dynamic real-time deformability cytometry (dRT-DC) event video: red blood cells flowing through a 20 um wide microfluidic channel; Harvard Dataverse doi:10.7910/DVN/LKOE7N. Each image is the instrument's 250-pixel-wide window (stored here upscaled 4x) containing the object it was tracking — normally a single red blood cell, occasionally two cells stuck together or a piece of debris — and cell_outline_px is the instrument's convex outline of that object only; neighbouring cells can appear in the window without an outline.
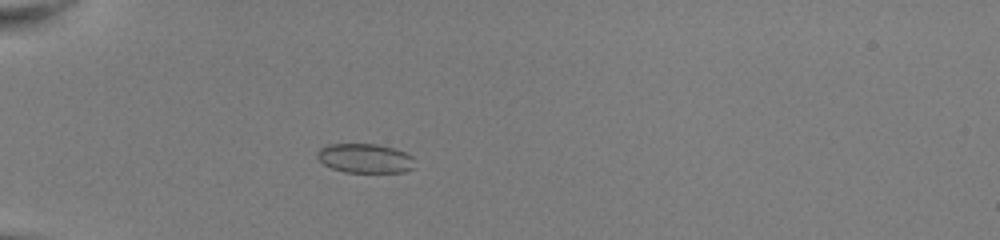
{"species": "common noctule bat (a hibernating species)", "species_latin": "Nyctalus noctula", "temperature_condition": "room temperature", "stored_images_in_passage": 37, "camera_frame_rate_fps": 3000, "um_per_image_px": 0.085, "animal": {"sex": "female", "body_mass_g": 22.0, "forearm_length_mm": 56.7}, "frame": {"image": 1, "passage_image": 2, "time_ms": 0.333, "image_size_px": [1000, 240], "cell_outline_px": [[412, 168], [404, 172], [344, 172], [332, 168], [324, 164], [316, 156], [316, 152], [320, 148], [328, 144], [376, 144], [392, 148], [404, 152], [412, 156]], "centroid_in_image_um": [30.98, 13.45], "position_along_channel_um": 54.0, "area_um2": 16.47}}
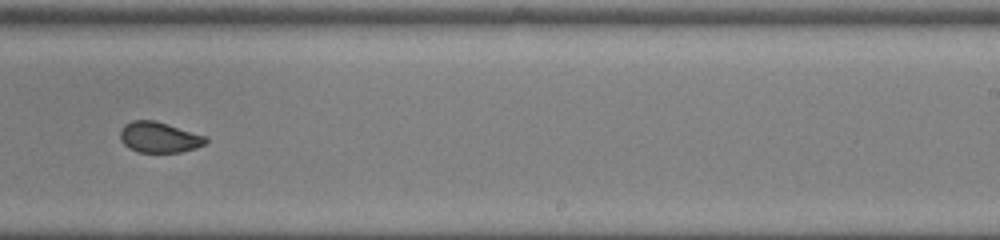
{"frame": {"image": 2, "passage_image": 20, "time_ms": 6.333, "image_size_px": [1000, 240], "cell_outline_px": [[208, 140], [204, 144], [196, 148], [180, 152], [136, 152], [128, 148], [120, 140], [120, 128], [124, 124], [132, 120], [156, 120], [208, 136]], "centroid_in_image_um": [13.52, 11.66], "position_along_channel_um": 275.5, "area_um2": 15.61}}
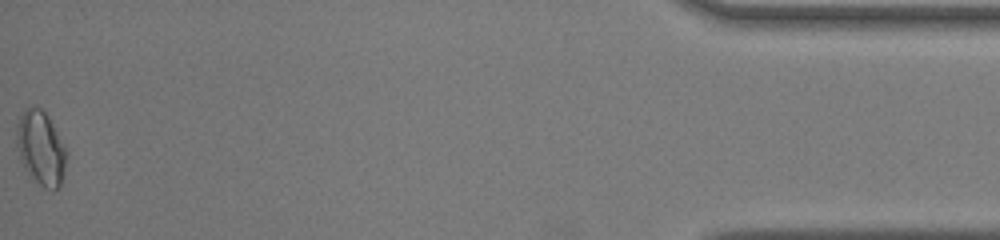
{"frame": {"image": 3, "passage_image": 37, "time_ms": 12.0, "image_size_px": [1000, 240], "cell_outline_px": [[64, 168], [60, 188], [44, 188], [36, 180], [20, 160], [16, 144], [16, 124], [20, 116], [28, 108], [40, 108], [48, 116], [64, 148]], "centroid_in_image_um": [3.42, 12.57], "position_along_channel_um": 431.8, "area_um2": 20.52}, "authors_computed_cell_mechanics": {"area_um2": 16.4152, "velocity_mm_per_s": 4.0544, "shape_relaxation_time_tau1_ms": null, "shape_relaxation_time_tau2_ms": 1.0525, "deformation_change_tau1": null, "deformation_change_tau2": 0.0483}}